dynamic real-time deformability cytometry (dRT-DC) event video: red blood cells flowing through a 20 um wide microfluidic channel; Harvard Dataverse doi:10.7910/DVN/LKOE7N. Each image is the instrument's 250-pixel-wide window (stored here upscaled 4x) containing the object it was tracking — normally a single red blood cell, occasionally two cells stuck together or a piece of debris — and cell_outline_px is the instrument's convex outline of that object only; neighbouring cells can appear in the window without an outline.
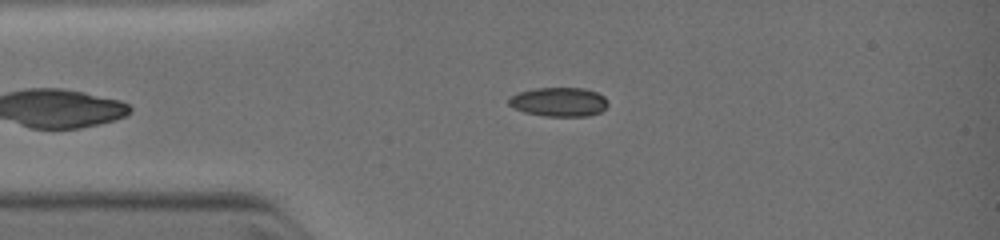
{"species": "common noctule bat (a hibernating species)", "species_latin": "Nyctalus noctula", "temperature_condition": "warm", "stored_images_in_passage": 15, "camera_frame_rate_fps": 3000, "um_per_image_px": 0.085, "animal": {"sex": "female", "body_mass_g": 19.0, "forearm_length_mm": 51.5}, "frame": {"image": 1, "passage_image": 1, "time_ms": 0.0, "image_size_px": [1000, 240], "cell_outline_px": [[608, 104], [600, 112], [588, 116], [544, 116], [524, 112], [512, 108], [508, 104], [508, 96], [516, 92], [536, 88], [584, 88], [596, 92], [604, 96], [608, 100]], "centroid_in_image_um": [47.46, 8.66], "position_along_channel_um": 37.5, "area_um2": 17.05}}
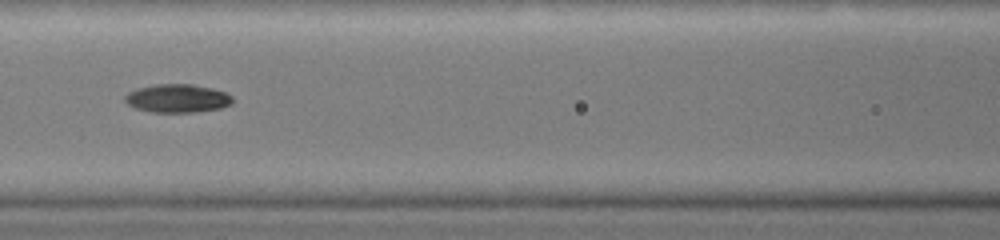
{"frame": {"image": 2, "passage_image": 8, "time_ms": 2.667, "image_size_px": [1000, 240], "cell_outline_px": [[232, 104], [220, 108], [192, 112], [152, 112], [136, 108], [128, 104], [124, 100], [124, 96], [128, 92], [136, 88], [156, 84], [192, 84], [212, 88], [224, 92], [232, 96]], "centroid_in_image_um": [15.06, 8.35], "position_along_channel_um": 151.5, "area_um2": 17.74}}
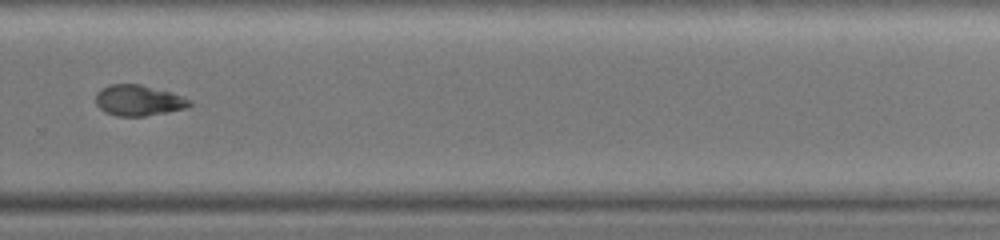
{"frame": {"image": 3, "passage_image": 15, "time_ms": 6.0, "image_size_px": [1000, 240], "cell_outline_px": [[192, 104], [184, 108], [168, 112], [144, 116], [116, 116], [104, 112], [96, 104], [96, 92], [100, 88], [112, 84], [140, 84], [172, 92], [184, 96], [192, 100]], "centroid_in_image_um": [11.77, 8.53], "position_along_channel_um": 318.0, "area_um2": 16.99}}